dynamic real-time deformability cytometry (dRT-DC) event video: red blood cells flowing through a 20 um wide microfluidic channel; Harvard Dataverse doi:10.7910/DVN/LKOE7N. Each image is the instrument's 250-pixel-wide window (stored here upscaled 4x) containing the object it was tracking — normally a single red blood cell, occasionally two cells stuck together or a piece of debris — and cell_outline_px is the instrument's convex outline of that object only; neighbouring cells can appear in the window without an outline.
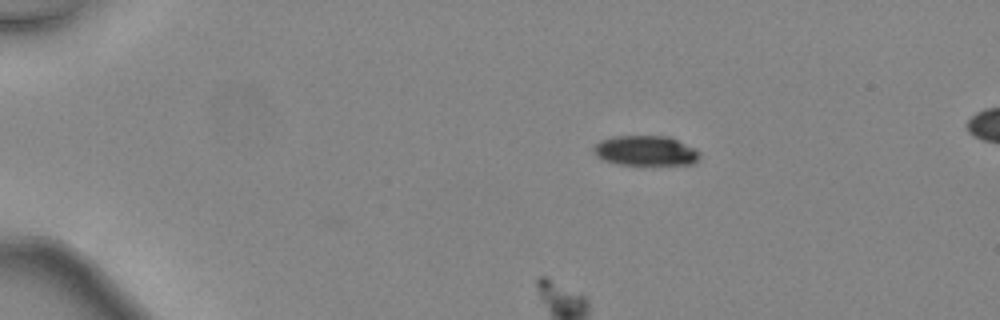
{"species": "common noctule bat (a hibernating species)", "species_latin": "Nyctalus noctula", "temperature_condition": "warm", "stored_images_in_passage": 2, "camera_frame_rate_fps": 3000, "um_per_image_px": 0.085, "animal": {"sex": "female", "body_mass_g": 24.6, "forearm_length_mm": 56.2}, "frame": {"image": 1, "passage_image": 2, "time_ms": 0.333, "image_size_px": [1000, 320], "cell_outline_px": [[700, 156], [692, 164], [616, 164], [604, 160], [596, 156], [592, 152], [592, 148], [600, 140], [612, 136], [668, 136], [700, 152]], "centroid_in_image_um": [54.8, 12.8], "position_along_channel_um": 30.2, "area_um2": 18.32}}